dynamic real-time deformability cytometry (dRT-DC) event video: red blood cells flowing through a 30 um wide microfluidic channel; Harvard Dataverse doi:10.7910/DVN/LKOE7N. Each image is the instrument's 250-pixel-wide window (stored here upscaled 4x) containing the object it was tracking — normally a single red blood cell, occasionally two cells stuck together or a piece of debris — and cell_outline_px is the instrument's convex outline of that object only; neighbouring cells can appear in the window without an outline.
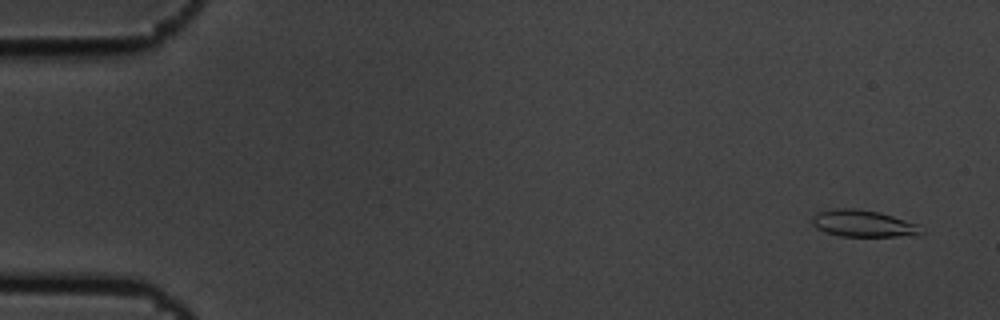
{"species": "common noctule bat (a hibernating species)", "species_latin": "Nyctalus noctula", "temperature_condition": "cold", "stored_images_in_passage": 5, "camera_frame_rate_fps": 3000, "um_per_image_px": 0.085, "animal": {"sex": "male", "body_mass_g": 19.5, "forearm_length_mm": 54.6}, "frame": {"image": 1, "passage_image": 1, "time_ms": 0.0, "image_size_px": [1000, 320], "cell_outline_px": [[924, 232], [920, 236], [840, 236], [824, 232], [816, 228], [812, 224], [812, 220], [816, 212], [840, 208], [856, 208], [880, 212], [916, 224]], "centroid_in_image_um": [73.37, 19.01], "position_along_channel_um": 11.6, "area_um2": 17.05}}